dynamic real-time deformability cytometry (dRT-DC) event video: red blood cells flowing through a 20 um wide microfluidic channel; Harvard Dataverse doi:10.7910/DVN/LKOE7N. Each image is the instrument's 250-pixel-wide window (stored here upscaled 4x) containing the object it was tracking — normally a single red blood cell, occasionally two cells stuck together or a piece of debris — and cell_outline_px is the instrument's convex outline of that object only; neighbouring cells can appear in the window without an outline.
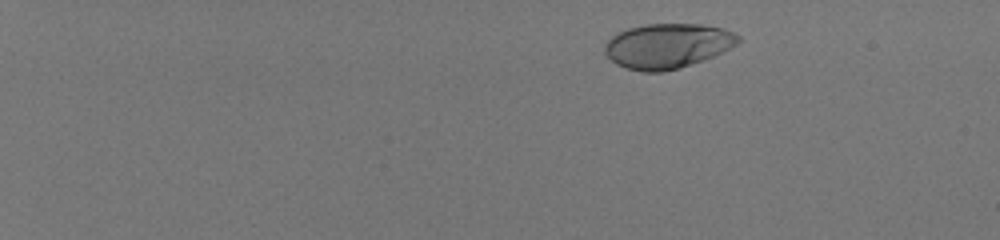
{"species": "human", "species_latin": "Homo sapiens", "temperature_condition": "room temperature", "stored_images_in_passage": 48, "camera_frame_rate_fps": 3000, "um_per_image_px": 0.085, "donor": {"sex": "male"}, "frame": {"image": 1, "passage_image": 1, "time_ms": 0.0, "image_size_px": [1000, 240], "cell_outline_px": [[740, 40], [736, 44], [712, 56], [680, 68], [660, 72], [644, 72], [628, 68], [616, 64], [604, 52], [604, 44], [612, 36], [628, 28], [644, 24], [700, 24], [724, 28], [740, 36]], "centroid_in_image_um": [56.71, 3.89], "position_along_channel_um": 28.3, "area_um2": 34.56}}
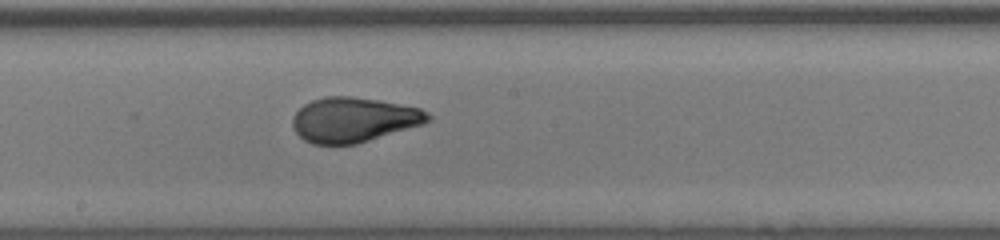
{"frame": {"image": 2, "passage_image": 28, "time_ms": 9.0, "image_size_px": [1000, 240], "cell_outline_px": [[432, 120], [424, 124], [356, 144], [312, 144], [304, 140], [296, 132], [292, 124], [292, 116], [304, 104], [312, 100], [324, 96], [352, 96], [380, 100], [420, 108], [428, 112], [432, 116]], "centroid_in_image_um": [30.08, 10.17], "position_along_channel_um": 218.1, "area_um2": 35.55}}
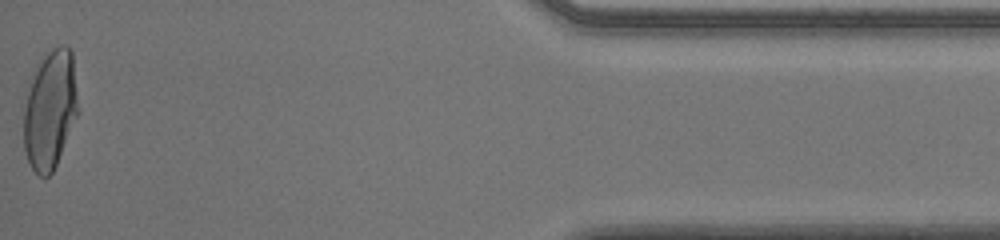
{"frame": {"image": 3, "passage_image": 48, "time_ms": 15.667, "image_size_px": [1000, 240], "cell_outline_px": [[80, 112], [56, 164], [52, 172], [48, 176], [40, 176], [32, 168], [24, 152], [24, 108], [32, 72], [36, 64], [52, 48], [60, 44], [64, 44], [72, 52]], "centroid_in_image_um": [4.27, 9.29], "position_along_channel_um": 430.9, "area_um2": 38.09}, "authors_computed_cell_mechanics": {"area_um2": 35.4892, "velocity_mm_per_s": 4.0139, "shape_relaxation_time_tau1_ms": 5.556, "shape_relaxation_time_tau2_ms": null, "deformation_change_tau1": 0.2338, "deformation_change_tau2": null}}